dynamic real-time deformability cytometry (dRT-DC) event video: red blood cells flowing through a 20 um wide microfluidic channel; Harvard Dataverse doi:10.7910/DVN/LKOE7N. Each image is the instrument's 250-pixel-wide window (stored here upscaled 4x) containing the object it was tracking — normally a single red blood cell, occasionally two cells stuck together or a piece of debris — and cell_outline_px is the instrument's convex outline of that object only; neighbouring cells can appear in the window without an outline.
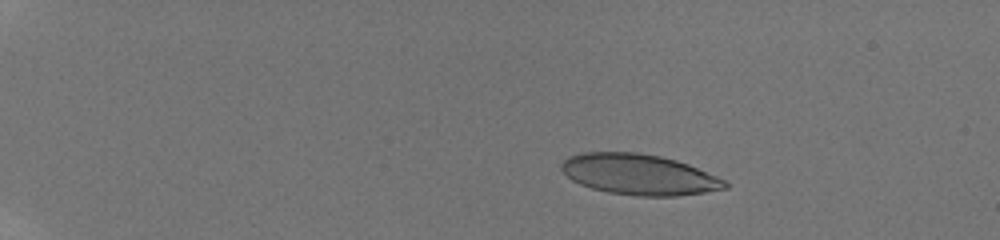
{"species": "human", "species_latin": "Homo sapiens", "temperature_condition": "room temperature", "stored_images_in_passage": 12, "camera_frame_rate_fps": 3000, "um_per_image_px": 0.085, "donor": {"sex": "male"}, "frame": {"image": 1, "passage_image": 6, "time_ms": 3.333, "image_size_px": [1000, 240], "cell_outline_px": [[728, 188], [704, 192], [676, 196], [636, 196], [608, 192], [592, 188], [580, 184], [572, 180], [560, 168], [560, 164], [568, 156], [584, 152], [636, 152], [660, 156], [676, 160], [688, 164], [716, 176], [724, 180], [728, 184]], "centroid_in_image_um": [54.3, 14.83], "position_along_channel_um": 30.7, "area_um2": 38.67}}